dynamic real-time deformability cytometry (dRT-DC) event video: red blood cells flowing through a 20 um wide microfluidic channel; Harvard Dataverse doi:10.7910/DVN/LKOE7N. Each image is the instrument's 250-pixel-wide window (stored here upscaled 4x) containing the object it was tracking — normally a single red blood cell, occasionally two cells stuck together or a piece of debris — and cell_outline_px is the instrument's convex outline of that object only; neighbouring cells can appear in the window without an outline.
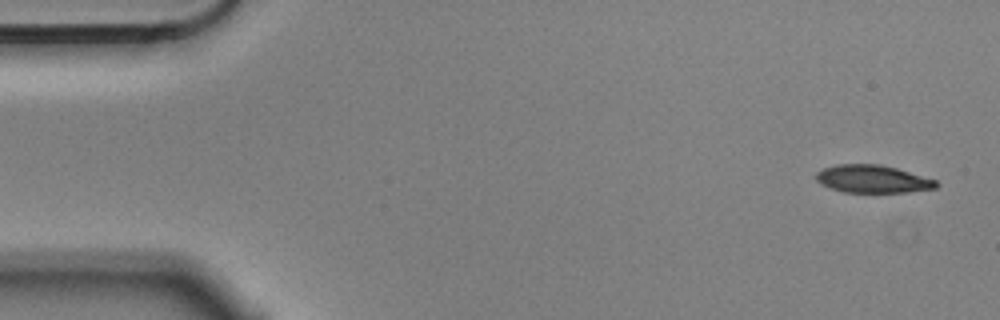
{"species": "Egyptian fruit bat (a non-hibernating species)", "species_latin": "Rousettus aegyptiacus", "temperature_condition": "cold", "stored_images_in_passage": 7, "camera_frame_rate_fps": 3000, "um_per_image_px": 0.085, "animal": {"sex": "male"}, "frame": {"image": 1, "passage_image": 1, "time_ms": 0.0, "image_size_px": [1000, 320], "cell_outline_px": [[940, 184], [936, 188], [908, 192], [844, 192], [820, 184], [816, 180], [816, 172], [824, 168], [836, 164], [880, 164], [896, 168], [936, 180]], "centroid_in_image_um": [74.17, 15.21], "position_along_channel_um": 10.8, "area_um2": 19.36}}
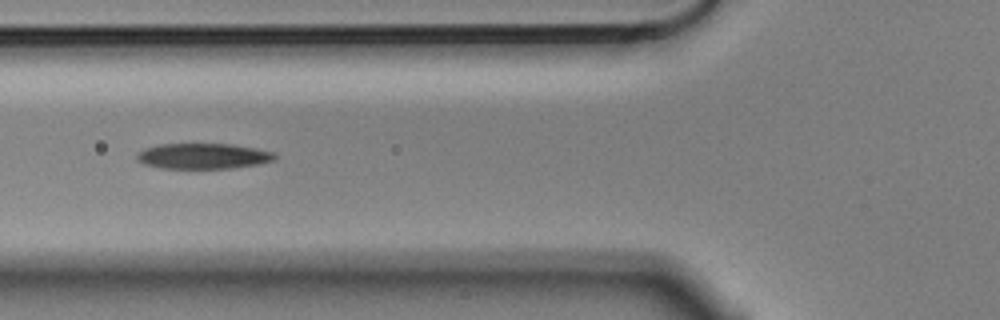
{"frame": {"image": 2, "passage_image": 6, "time_ms": 1.667, "image_size_px": [1000, 320], "cell_outline_px": [[276, 156], [272, 160], [260, 164], [228, 168], [160, 168], [144, 164], [136, 160], [136, 156], [144, 148], [160, 144], [232, 144], [256, 148], [276, 152]], "centroid_in_image_um": [17.27, 13.26], "position_along_channel_um": 108.5, "area_um2": 20.52}}
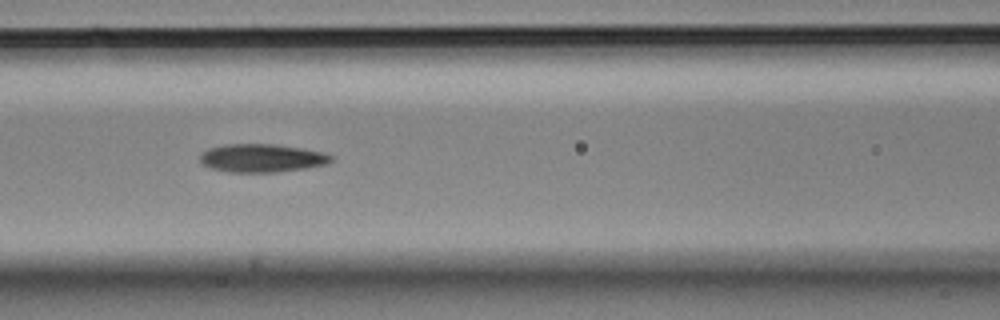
{"frame": {"image": 3, "passage_image": 7, "time_ms": 2.0, "image_size_px": [1000, 320], "cell_outline_px": [[332, 160], [324, 164], [304, 168], [276, 172], [228, 172], [212, 168], [204, 164], [200, 160], [200, 156], [208, 148], [224, 144], [272, 144], [300, 148], [324, 152], [332, 156]], "centroid_in_image_um": [22.23, 13.43], "position_along_channel_um": 144.4, "area_um2": 21.27}}